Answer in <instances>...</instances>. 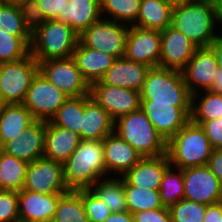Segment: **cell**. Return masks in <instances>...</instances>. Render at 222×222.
I'll use <instances>...</instances> for the list:
<instances>
[{
    "label": "cell",
    "instance_id": "cell-42",
    "mask_svg": "<svg viewBox=\"0 0 222 222\" xmlns=\"http://www.w3.org/2000/svg\"><path fill=\"white\" fill-rule=\"evenodd\" d=\"M0 222H19L18 191L0 190Z\"/></svg>",
    "mask_w": 222,
    "mask_h": 222
},
{
    "label": "cell",
    "instance_id": "cell-17",
    "mask_svg": "<svg viewBox=\"0 0 222 222\" xmlns=\"http://www.w3.org/2000/svg\"><path fill=\"white\" fill-rule=\"evenodd\" d=\"M161 55L159 67L182 70L192 58L197 46L171 25L160 31Z\"/></svg>",
    "mask_w": 222,
    "mask_h": 222
},
{
    "label": "cell",
    "instance_id": "cell-26",
    "mask_svg": "<svg viewBox=\"0 0 222 222\" xmlns=\"http://www.w3.org/2000/svg\"><path fill=\"white\" fill-rule=\"evenodd\" d=\"M35 118L23 103L2 104L0 106V148L9 140L21 136L24 128Z\"/></svg>",
    "mask_w": 222,
    "mask_h": 222
},
{
    "label": "cell",
    "instance_id": "cell-23",
    "mask_svg": "<svg viewBox=\"0 0 222 222\" xmlns=\"http://www.w3.org/2000/svg\"><path fill=\"white\" fill-rule=\"evenodd\" d=\"M72 58L90 86L94 82L100 81L116 60V58L101 50L85 46L80 40L74 49Z\"/></svg>",
    "mask_w": 222,
    "mask_h": 222
},
{
    "label": "cell",
    "instance_id": "cell-4",
    "mask_svg": "<svg viewBox=\"0 0 222 222\" xmlns=\"http://www.w3.org/2000/svg\"><path fill=\"white\" fill-rule=\"evenodd\" d=\"M114 132L142 157H157L167 153V142L141 109L116 119Z\"/></svg>",
    "mask_w": 222,
    "mask_h": 222
},
{
    "label": "cell",
    "instance_id": "cell-1",
    "mask_svg": "<svg viewBox=\"0 0 222 222\" xmlns=\"http://www.w3.org/2000/svg\"><path fill=\"white\" fill-rule=\"evenodd\" d=\"M171 26L197 47H209L218 36L214 0H184L173 7Z\"/></svg>",
    "mask_w": 222,
    "mask_h": 222
},
{
    "label": "cell",
    "instance_id": "cell-39",
    "mask_svg": "<svg viewBox=\"0 0 222 222\" xmlns=\"http://www.w3.org/2000/svg\"><path fill=\"white\" fill-rule=\"evenodd\" d=\"M0 29L10 35H32L24 26L18 5L0 2Z\"/></svg>",
    "mask_w": 222,
    "mask_h": 222
},
{
    "label": "cell",
    "instance_id": "cell-16",
    "mask_svg": "<svg viewBox=\"0 0 222 222\" xmlns=\"http://www.w3.org/2000/svg\"><path fill=\"white\" fill-rule=\"evenodd\" d=\"M218 69L216 57L210 47H197L188 64L181 70L191 95L210 90Z\"/></svg>",
    "mask_w": 222,
    "mask_h": 222
},
{
    "label": "cell",
    "instance_id": "cell-41",
    "mask_svg": "<svg viewBox=\"0 0 222 222\" xmlns=\"http://www.w3.org/2000/svg\"><path fill=\"white\" fill-rule=\"evenodd\" d=\"M18 7L24 20V26L31 34L47 21L37 0H26Z\"/></svg>",
    "mask_w": 222,
    "mask_h": 222
},
{
    "label": "cell",
    "instance_id": "cell-6",
    "mask_svg": "<svg viewBox=\"0 0 222 222\" xmlns=\"http://www.w3.org/2000/svg\"><path fill=\"white\" fill-rule=\"evenodd\" d=\"M140 96L141 100H153V103L191 104V93L182 72L159 66L148 70Z\"/></svg>",
    "mask_w": 222,
    "mask_h": 222
},
{
    "label": "cell",
    "instance_id": "cell-10",
    "mask_svg": "<svg viewBox=\"0 0 222 222\" xmlns=\"http://www.w3.org/2000/svg\"><path fill=\"white\" fill-rule=\"evenodd\" d=\"M69 98L40 72L33 78L23 102L35 120L50 121Z\"/></svg>",
    "mask_w": 222,
    "mask_h": 222
},
{
    "label": "cell",
    "instance_id": "cell-28",
    "mask_svg": "<svg viewBox=\"0 0 222 222\" xmlns=\"http://www.w3.org/2000/svg\"><path fill=\"white\" fill-rule=\"evenodd\" d=\"M173 6L160 0H141L140 10L133 26L163 31L171 25Z\"/></svg>",
    "mask_w": 222,
    "mask_h": 222
},
{
    "label": "cell",
    "instance_id": "cell-51",
    "mask_svg": "<svg viewBox=\"0 0 222 222\" xmlns=\"http://www.w3.org/2000/svg\"><path fill=\"white\" fill-rule=\"evenodd\" d=\"M215 3V13H216V23L222 25V0H214Z\"/></svg>",
    "mask_w": 222,
    "mask_h": 222
},
{
    "label": "cell",
    "instance_id": "cell-47",
    "mask_svg": "<svg viewBox=\"0 0 222 222\" xmlns=\"http://www.w3.org/2000/svg\"><path fill=\"white\" fill-rule=\"evenodd\" d=\"M222 201L207 205L203 222H221Z\"/></svg>",
    "mask_w": 222,
    "mask_h": 222
},
{
    "label": "cell",
    "instance_id": "cell-25",
    "mask_svg": "<svg viewBox=\"0 0 222 222\" xmlns=\"http://www.w3.org/2000/svg\"><path fill=\"white\" fill-rule=\"evenodd\" d=\"M114 131V121L91 95H84V117L82 118L81 139L103 140Z\"/></svg>",
    "mask_w": 222,
    "mask_h": 222
},
{
    "label": "cell",
    "instance_id": "cell-50",
    "mask_svg": "<svg viewBox=\"0 0 222 222\" xmlns=\"http://www.w3.org/2000/svg\"><path fill=\"white\" fill-rule=\"evenodd\" d=\"M210 91H212L213 93L222 95V68L218 67L215 73L213 85Z\"/></svg>",
    "mask_w": 222,
    "mask_h": 222
},
{
    "label": "cell",
    "instance_id": "cell-29",
    "mask_svg": "<svg viewBox=\"0 0 222 222\" xmlns=\"http://www.w3.org/2000/svg\"><path fill=\"white\" fill-rule=\"evenodd\" d=\"M90 189L103 202H105L112 213L128 211L123 177L115 178L114 176H111L102 178L98 180Z\"/></svg>",
    "mask_w": 222,
    "mask_h": 222
},
{
    "label": "cell",
    "instance_id": "cell-9",
    "mask_svg": "<svg viewBox=\"0 0 222 222\" xmlns=\"http://www.w3.org/2000/svg\"><path fill=\"white\" fill-rule=\"evenodd\" d=\"M38 65L39 72L69 97L90 95V85L72 57L44 60Z\"/></svg>",
    "mask_w": 222,
    "mask_h": 222
},
{
    "label": "cell",
    "instance_id": "cell-52",
    "mask_svg": "<svg viewBox=\"0 0 222 222\" xmlns=\"http://www.w3.org/2000/svg\"><path fill=\"white\" fill-rule=\"evenodd\" d=\"M162 2H165L173 7L177 6L179 3L183 2L184 0H160Z\"/></svg>",
    "mask_w": 222,
    "mask_h": 222
},
{
    "label": "cell",
    "instance_id": "cell-14",
    "mask_svg": "<svg viewBox=\"0 0 222 222\" xmlns=\"http://www.w3.org/2000/svg\"><path fill=\"white\" fill-rule=\"evenodd\" d=\"M184 199L205 205L222 201V183L209 167L183 169Z\"/></svg>",
    "mask_w": 222,
    "mask_h": 222
},
{
    "label": "cell",
    "instance_id": "cell-7",
    "mask_svg": "<svg viewBox=\"0 0 222 222\" xmlns=\"http://www.w3.org/2000/svg\"><path fill=\"white\" fill-rule=\"evenodd\" d=\"M39 72L38 61L26 57L0 64V94L3 104L23 103L33 78Z\"/></svg>",
    "mask_w": 222,
    "mask_h": 222
},
{
    "label": "cell",
    "instance_id": "cell-34",
    "mask_svg": "<svg viewBox=\"0 0 222 222\" xmlns=\"http://www.w3.org/2000/svg\"><path fill=\"white\" fill-rule=\"evenodd\" d=\"M141 0H100L104 19L133 25L138 17ZM110 15L105 17L103 14ZM112 16V17H111Z\"/></svg>",
    "mask_w": 222,
    "mask_h": 222
},
{
    "label": "cell",
    "instance_id": "cell-22",
    "mask_svg": "<svg viewBox=\"0 0 222 222\" xmlns=\"http://www.w3.org/2000/svg\"><path fill=\"white\" fill-rule=\"evenodd\" d=\"M150 69L143 63L123 58L116 59L100 80L105 85L141 91Z\"/></svg>",
    "mask_w": 222,
    "mask_h": 222
},
{
    "label": "cell",
    "instance_id": "cell-48",
    "mask_svg": "<svg viewBox=\"0 0 222 222\" xmlns=\"http://www.w3.org/2000/svg\"><path fill=\"white\" fill-rule=\"evenodd\" d=\"M222 33H220L216 39L210 44L219 68H222Z\"/></svg>",
    "mask_w": 222,
    "mask_h": 222
},
{
    "label": "cell",
    "instance_id": "cell-30",
    "mask_svg": "<svg viewBox=\"0 0 222 222\" xmlns=\"http://www.w3.org/2000/svg\"><path fill=\"white\" fill-rule=\"evenodd\" d=\"M28 164L0 149V190H22Z\"/></svg>",
    "mask_w": 222,
    "mask_h": 222
},
{
    "label": "cell",
    "instance_id": "cell-36",
    "mask_svg": "<svg viewBox=\"0 0 222 222\" xmlns=\"http://www.w3.org/2000/svg\"><path fill=\"white\" fill-rule=\"evenodd\" d=\"M32 35H10L0 29V64L20 60L30 53Z\"/></svg>",
    "mask_w": 222,
    "mask_h": 222
},
{
    "label": "cell",
    "instance_id": "cell-31",
    "mask_svg": "<svg viewBox=\"0 0 222 222\" xmlns=\"http://www.w3.org/2000/svg\"><path fill=\"white\" fill-rule=\"evenodd\" d=\"M204 93H202L200 101L198 100L199 92L191 95L190 121L196 125L222 117V95L210 90H206Z\"/></svg>",
    "mask_w": 222,
    "mask_h": 222
},
{
    "label": "cell",
    "instance_id": "cell-49",
    "mask_svg": "<svg viewBox=\"0 0 222 222\" xmlns=\"http://www.w3.org/2000/svg\"><path fill=\"white\" fill-rule=\"evenodd\" d=\"M104 222H134L133 214L129 211L111 213Z\"/></svg>",
    "mask_w": 222,
    "mask_h": 222
},
{
    "label": "cell",
    "instance_id": "cell-21",
    "mask_svg": "<svg viewBox=\"0 0 222 222\" xmlns=\"http://www.w3.org/2000/svg\"><path fill=\"white\" fill-rule=\"evenodd\" d=\"M104 162L107 175L110 172L123 176L142 156L114 131L103 139Z\"/></svg>",
    "mask_w": 222,
    "mask_h": 222
},
{
    "label": "cell",
    "instance_id": "cell-20",
    "mask_svg": "<svg viewBox=\"0 0 222 222\" xmlns=\"http://www.w3.org/2000/svg\"><path fill=\"white\" fill-rule=\"evenodd\" d=\"M170 165L167 153L157 157H142L121 177L131 186L159 190L163 175Z\"/></svg>",
    "mask_w": 222,
    "mask_h": 222
},
{
    "label": "cell",
    "instance_id": "cell-37",
    "mask_svg": "<svg viewBox=\"0 0 222 222\" xmlns=\"http://www.w3.org/2000/svg\"><path fill=\"white\" fill-rule=\"evenodd\" d=\"M159 192L161 203L166 208L182 200L184 198L183 169L170 165L163 175Z\"/></svg>",
    "mask_w": 222,
    "mask_h": 222
},
{
    "label": "cell",
    "instance_id": "cell-44",
    "mask_svg": "<svg viewBox=\"0 0 222 222\" xmlns=\"http://www.w3.org/2000/svg\"><path fill=\"white\" fill-rule=\"evenodd\" d=\"M46 20H59L69 0H37Z\"/></svg>",
    "mask_w": 222,
    "mask_h": 222
},
{
    "label": "cell",
    "instance_id": "cell-24",
    "mask_svg": "<svg viewBox=\"0 0 222 222\" xmlns=\"http://www.w3.org/2000/svg\"><path fill=\"white\" fill-rule=\"evenodd\" d=\"M79 134L46 122V134L43 157L64 163L81 142Z\"/></svg>",
    "mask_w": 222,
    "mask_h": 222
},
{
    "label": "cell",
    "instance_id": "cell-8",
    "mask_svg": "<svg viewBox=\"0 0 222 222\" xmlns=\"http://www.w3.org/2000/svg\"><path fill=\"white\" fill-rule=\"evenodd\" d=\"M129 26L101 18L79 35V40L89 48L101 50L116 59H120L125 54Z\"/></svg>",
    "mask_w": 222,
    "mask_h": 222
},
{
    "label": "cell",
    "instance_id": "cell-32",
    "mask_svg": "<svg viewBox=\"0 0 222 222\" xmlns=\"http://www.w3.org/2000/svg\"><path fill=\"white\" fill-rule=\"evenodd\" d=\"M51 222H89L82 201V189L70 190L58 202Z\"/></svg>",
    "mask_w": 222,
    "mask_h": 222
},
{
    "label": "cell",
    "instance_id": "cell-54",
    "mask_svg": "<svg viewBox=\"0 0 222 222\" xmlns=\"http://www.w3.org/2000/svg\"><path fill=\"white\" fill-rule=\"evenodd\" d=\"M2 104H3V103H2L1 94H0V106H1Z\"/></svg>",
    "mask_w": 222,
    "mask_h": 222
},
{
    "label": "cell",
    "instance_id": "cell-35",
    "mask_svg": "<svg viewBox=\"0 0 222 222\" xmlns=\"http://www.w3.org/2000/svg\"><path fill=\"white\" fill-rule=\"evenodd\" d=\"M124 190L128 211L132 214L164 207L161 203L159 190L137 188L131 186L125 179Z\"/></svg>",
    "mask_w": 222,
    "mask_h": 222
},
{
    "label": "cell",
    "instance_id": "cell-15",
    "mask_svg": "<svg viewBox=\"0 0 222 222\" xmlns=\"http://www.w3.org/2000/svg\"><path fill=\"white\" fill-rule=\"evenodd\" d=\"M161 55L160 31L129 26L124 58L143 63L150 68L158 67Z\"/></svg>",
    "mask_w": 222,
    "mask_h": 222
},
{
    "label": "cell",
    "instance_id": "cell-33",
    "mask_svg": "<svg viewBox=\"0 0 222 222\" xmlns=\"http://www.w3.org/2000/svg\"><path fill=\"white\" fill-rule=\"evenodd\" d=\"M84 96L69 97L50 120L53 125L69 129L81 137Z\"/></svg>",
    "mask_w": 222,
    "mask_h": 222
},
{
    "label": "cell",
    "instance_id": "cell-27",
    "mask_svg": "<svg viewBox=\"0 0 222 222\" xmlns=\"http://www.w3.org/2000/svg\"><path fill=\"white\" fill-rule=\"evenodd\" d=\"M101 18L100 0H69L64 15L58 21L70 25L78 35H81Z\"/></svg>",
    "mask_w": 222,
    "mask_h": 222
},
{
    "label": "cell",
    "instance_id": "cell-2",
    "mask_svg": "<svg viewBox=\"0 0 222 222\" xmlns=\"http://www.w3.org/2000/svg\"><path fill=\"white\" fill-rule=\"evenodd\" d=\"M64 181L69 190L90 189L107 176L103 140H81L63 163Z\"/></svg>",
    "mask_w": 222,
    "mask_h": 222
},
{
    "label": "cell",
    "instance_id": "cell-46",
    "mask_svg": "<svg viewBox=\"0 0 222 222\" xmlns=\"http://www.w3.org/2000/svg\"><path fill=\"white\" fill-rule=\"evenodd\" d=\"M207 166L222 183V148L214 149Z\"/></svg>",
    "mask_w": 222,
    "mask_h": 222
},
{
    "label": "cell",
    "instance_id": "cell-11",
    "mask_svg": "<svg viewBox=\"0 0 222 222\" xmlns=\"http://www.w3.org/2000/svg\"><path fill=\"white\" fill-rule=\"evenodd\" d=\"M23 189L41 194L69 192L64 181L63 164L45 157L29 163Z\"/></svg>",
    "mask_w": 222,
    "mask_h": 222
},
{
    "label": "cell",
    "instance_id": "cell-38",
    "mask_svg": "<svg viewBox=\"0 0 222 222\" xmlns=\"http://www.w3.org/2000/svg\"><path fill=\"white\" fill-rule=\"evenodd\" d=\"M168 209L172 222H203L207 205L183 198Z\"/></svg>",
    "mask_w": 222,
    "mask_h": 222
},
{
    "label": "cell",
    "instance_id": "cell-40",
    "mask_svg": "<svg viewBox=\"0 0 222 222\" xmlns=\"http://www.w3.org/2000/svg\"><path fill=\"white\" fill-rule=\"evenodd\" d=\"M82 201L89 222H104L112 213L91 189H82Z\"/></svg>",
    "mask_w": 222,
    "mask_h": 222
},
{
    "label": "cell",
    "instance_id": "cell-13",
    "mask_svg": "<svg viewBox=\"0 0 222 222\" xmlns=\"http://www.w3.org/2000/svg\"><path fill=\"white\" fill-rule=\"evenodd\" d=\"M90 95L108 112L113 121L141 109V96L137 90L105 85L97 81L90 86Z\"/></svg>",
    "mask_w": 222,
    "mask_h": 222
},
{
    "label": "cell",
    "instance_id": "cell-3",
    "mask_svg": "<svg viewBox=\"0 0 222 222\" xmlns=\"http://www.w3.org/2000/svg\"><path fill=\"white\" fill-rule=\"evenodd\" d=\"M213 150L204 130L191 121L167 142L170 164L180 169L206 166Z\"/></svg>",
    "mask_w": 222,
    "mask_h": 222
},
{
    "label": "cell",
    "instance_id": "cell-53",
    "mask_svg": "<svg viewBox=\"0 0 222 222\" xmlns=\"http://www.w3.org/2000/svg\"><path fill=\"white\" fill-rule=\"evenodd\" d=\"M26 0H0V2H4V3H10L13 5H19L22 2H25Z\"/></svg>",
    "mask_w": 222,
    "mask_h": 222
},
{
    "label": "cell",
    "instance_id": "cell-45",
    "mask_svg": "<svg viewBox=\"0 0 222 222\" xmlns=\"http://www.w3.org/2000/svg\"><path fill=\"white\" fill-rule=\"evenodd\" d=\"M134 222H172L166 207L133 213Z\"/></svg>",
    "mask_w": 222,
    "mask_h": 222
},
{
    "label": "cell",
    "instance_id": "cell-18",
    "mask_svg": "<svg viewBox=\"0 0 222 222\" xmlns=\"http://www.w3.org/2000/svg\"><path fill=\"white\" fill-rule=\"evenodd\" d=\"M46 122L35 120L24 128L16 140L7 141L0 149L8 155L31 163L44 155Z\"/></svg>",
    "mask_w": 222,
    "mask_h": 222
},
{
    "label": "cell",
    "instance_id": "cell-43",
    "mask_svg": "<svg viewBox=\"0 0 222 222\" xmlns=\"http://www.w3.org/2000/svg\"><path fill=\"white\" fill-rule=\"evenodd\" d=\"M213 149L222 148V117L204 121L200 124Z\"/></svg>",
    "mask_w": 222,
    "mask_h": 222
},
{
    "label": "cell",
    "instance_id": "cell-12",
    "mask_svg": "<svg viewBox=\"0 0 222 222\" xmlns=\"http://www.w3.org/2000/svg\"><path fill=\"white\" fill-rule=\"evenodd\" d=\"M141 110L168 142L190 121L191 104H162L153 103V100H141Z\"/></svg>",
    "mask_w": 222,
    "mask_h": 222
},
{
    "label": "cell",
    "instance_id": "cell-5",
    "mask_svg": "<svg viewBox=\"0 0 222 222\" xmlns=\"http://www.w3.org/2000/svg\"><path fill=\"white\" fill-rule=\"evenodd\" d=\"M79 35L66 23L47 20L32 33L30 54L38 61L72 57Z\"/></svg>",
    "mask_w": 222,
    "mask_h": 222
},
{
    "label": "cell",
    "instance_id": "cell-19",
    "mask_svg": "<svg viewBox=\"0 0 222 222\" xmlns=\"http://www.w3.org/2000/svg\"><path fill=\"white\" fill-rule=\"evenodd\" d=\"M63 195L18 191L19 222H51Z\"/></svg>",
    "mask_w": 222,
    "mask_h": 222
}]
</instances>
